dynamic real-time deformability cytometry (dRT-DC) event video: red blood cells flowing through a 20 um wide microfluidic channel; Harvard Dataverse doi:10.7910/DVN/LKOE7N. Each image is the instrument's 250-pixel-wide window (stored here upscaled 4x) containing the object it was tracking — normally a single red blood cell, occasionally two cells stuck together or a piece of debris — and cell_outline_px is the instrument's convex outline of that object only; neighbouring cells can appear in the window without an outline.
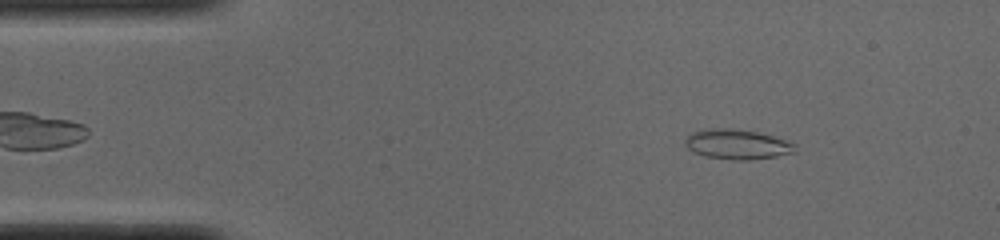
{"species": "common noctule bat (a hibernating species)", "species_latin": "Nyctalus noctula", "temperature_condition": "cold", "stored_images_in_passage": 51, "camera_frame_rate_fps": 3000, "um_per_image_px": 0.085, "animal": {"sex": "male", "body_mass_g": 19.0, "forearm_length_mm": 50.8}, "frame": {"image": 1, "passage_image": 7, "time_ms": 2.0, "image_size_px": [1000, 240], "cell_outline_px": [[796, 152], [776, 156], [748, 160], [736, 160], [708, 156], [692, 152], [684, 144], [684, 140], [692, 132], [708, 128], [732, 128], [756, 132], [772, 136], [796, 144]], "centroid_in_image_um": [62.64, 12.26], "position_along_channel_um": 22.4, "area_um2": 19.02}}
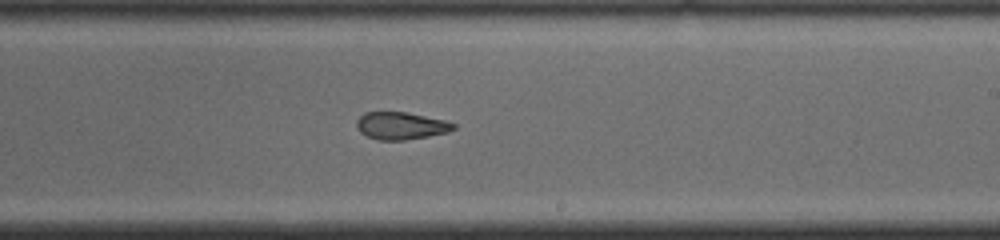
{"frame": {"image": 2, "passage_image": 30, "time_ms": 9.667, "image_size_px": [1000, 240], "cell_outline_px": [[456, 128], [448, 132], [428, 136], [404, 140], [376, 140], [360, 132], [356, 124], [356, 120], [364, 112], [408, 112], [444, 120], [456, 124]], "centroid_in_image_um": [34.07, 10.68], "position_along_channel_um": 254.9, "area_um2": 15.49}}
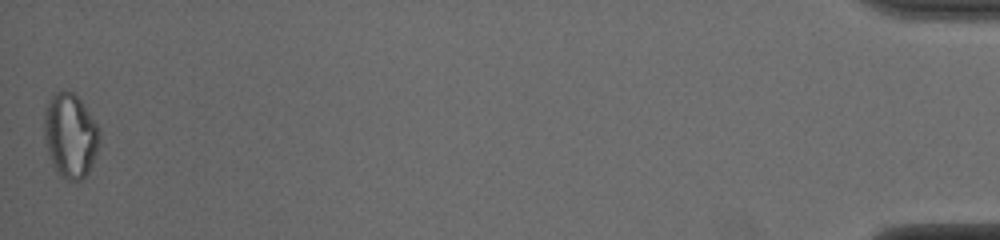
{"frame": {"image": 3, "passage_image": 51, "time_ms": 16.667, "image_size_px": [1000, 240], "cell_outline_px": [[100, 140], [88, 176], [80, 180], [68, 180], [52, 164], [48, 152], [44, 136], [44, 112], [52, 96], [56, 92], [64, 88], [72, 92], [80, 100], [100, 128]], "centroid_in_image_um": [5.99, 11.5], "position_along_channel_um": 429.2, "area_um2": 27.05}, "authors_computed_cell_mechanics": {"area_um2": 17.5712, "velocity_mm_per_s": 3.902, "shape_relaxation_time_tau1_ms": null, "shape_relaxation_time_tau2_ms": 4.5029, "deformation_change_tau1": null, "deformation_change_tau2": 0.1138}}